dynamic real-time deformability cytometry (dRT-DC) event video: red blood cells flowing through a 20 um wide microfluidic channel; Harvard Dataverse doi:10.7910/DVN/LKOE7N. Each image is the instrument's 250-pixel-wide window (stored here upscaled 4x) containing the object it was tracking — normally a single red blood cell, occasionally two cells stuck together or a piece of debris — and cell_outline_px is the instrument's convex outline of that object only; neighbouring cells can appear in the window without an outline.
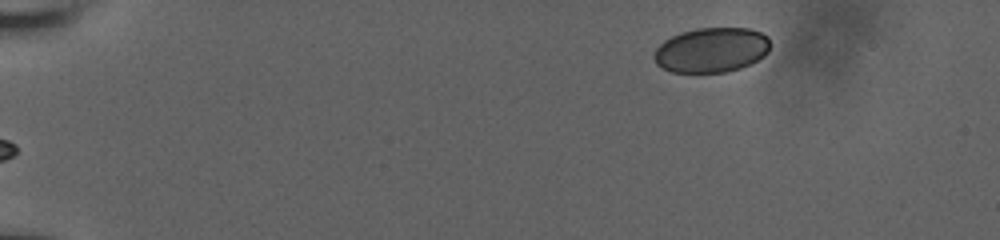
{"species": "human", "species_latin": "Homo sapiens", "temperature_condition": "room temperature", "stored_images_in_passage": 47, "camera_frame_rate_fps": 3000, "um_per_image_px": 0.085, "donor": {"sex": "male"}, "frame": {"image": 1, "passage_image": 1, "time_ms": 0.0, "image_size_px": [1000, 240], "cell_outline_px": [[768, 52], [764, 56], [740, 68], [728, 72], [672, 72], [660, 68], [656, 64], [652, 56], [656, 48], [664, 40], [680, 32], [696, 28], [748, 28], [760, 32], [768, 36]], "centroid_in_image_um": [60.42, 4.25], "position_along_channel_um": 24.6, "area_um2": 30.46}}
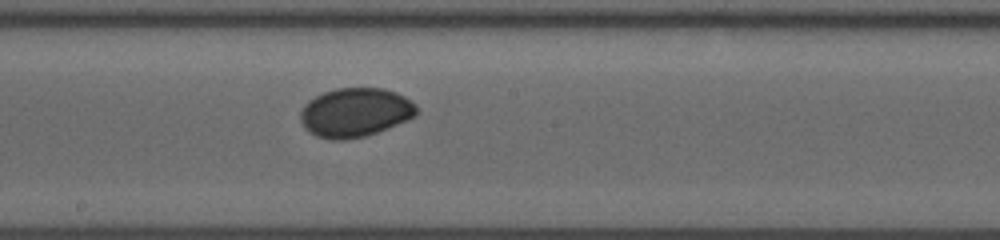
{"frame": {"image": 2, "passage_image": 25, "time_ms": 8.0, "image_size_px": [1000, 240], "cell_outline_px": [[416, 116], [408, 120], [388, 128], [364, 136], [344, 140], [332, 140], [316, 136], [308, 132], [304, 128], [300, 120], [300, 112], [304, 104], [308, 100], [324, 92], [336, 88], [384, 88], [396, 92], [412, 100], [416, 104]], "centroid_in_image_um": [30.18, 9.56], "position_along_channel_um": 218.0, "area_um2": 33.41}}
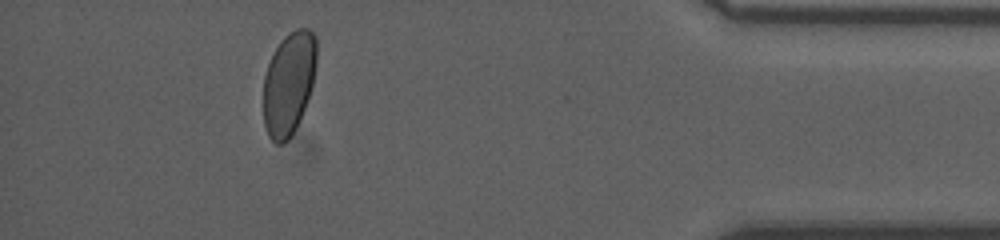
{"frame": {"image": 3, "passage_image": 43, "time_ms": 14.0, "image_size_px": [1000, 240], "cell_outline_px": [[316, 64], [312, 84], [304, 108], [288, 140], [284, 144], [276, 144], [268, 136], [264, 124], [264, 76], [268, 64], [280, 40], [288, 32], [296, 28], [308, 28], [316, 36]], "centroid_in_image_um": [24.54, 7.04], "position_along_channel_um": 410.7, "area_um2": 31.67}}